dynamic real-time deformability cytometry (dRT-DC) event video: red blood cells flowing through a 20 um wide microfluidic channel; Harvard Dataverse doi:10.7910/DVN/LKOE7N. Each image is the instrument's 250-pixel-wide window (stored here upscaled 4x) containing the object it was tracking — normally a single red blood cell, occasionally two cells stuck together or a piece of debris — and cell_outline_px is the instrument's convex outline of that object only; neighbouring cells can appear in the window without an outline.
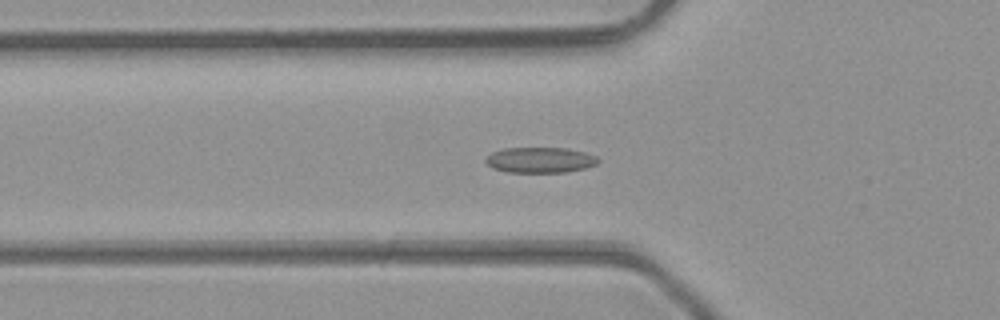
{"species": "common noctule bat (a hibernating species)", "species_latin": "Nyctalus noctula", "temperature_condition": "room temperature", "stored_images_in_passage": 46, "camera_frame_rate_fps": 3000, "um_per_image_px": 0.085, "animal": {"sex": "male", "body_mass_g": 23.1, "forearm_length_mm": 52.7}, "frame": {"image": 1, "passage_image": 17, "time_ms": 5.333, "image_size_px": [1000, 320], "cell_outline_px": [[600, 160], [596, 164], [584, 168], [564, 172], [508, 172], [492, 168], [484, 160], [492, 152], [504, 148], [564, 148], [584, 152], [596, 156]], "centroid_in_image_um": [45.89, 13.6], "position_along_channel_um": 79.9, "area_um2": 16.59}}
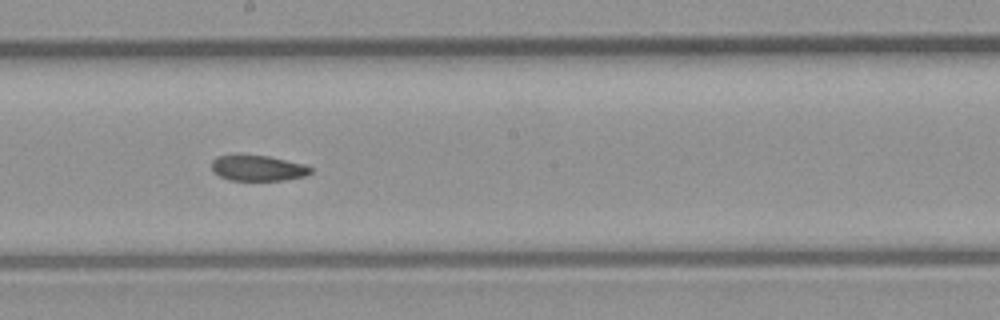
{"frame": {"image": 2, "passage_image": 27, "time_ms": 8.667, "image_size_px": [1000, 320], "cell_outline_px": [[312, 172], [304, 176], [284, 180], [228, 180], [212, 172], [212, 160], [216, 156], [236, 152], [240, 152], [268, 156], [304, 164], [312, 168]], "centroid_in_image_um": [21.84, 14.24], "position_along_channel_um": 226.4, "area_um2": 15.37}}
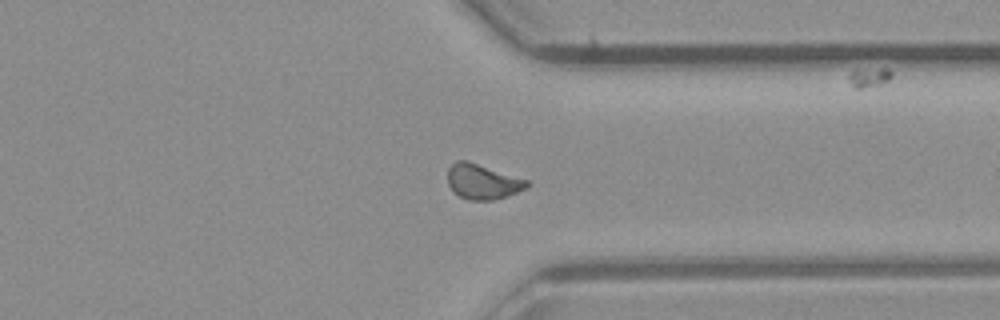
{"frame": {"image": 3, "passage_image": 37, "time_ms": 12.0, "image_size_px": [1000, 320], "cell_outline_px": [[532, 184], [516, 192], [492, 200], [468, 200], [452, 192], [448, 184], [448, 168], [456, 160], [468, 160], [528, 180]], "centroid_in_image_um": [40.99, 15.42], "position_along_channel_um": 370.4, "area_um2": 16.18}}